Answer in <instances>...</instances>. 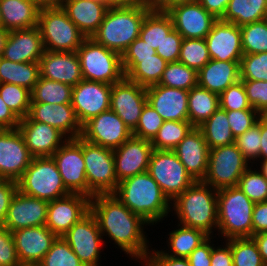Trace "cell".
<instances>
[{"label":"cell","mask_w":267,"mask_h":266,"mask_svg":"<svg viewBox=\"0 0 267 266\" xmlns=\"http://www.w3.org/2000/svg\"><path fill=\"white\" fill-rule=\"evenodd\" d=\"M62 237L85 266H101L100 254L104 237L91 212L75 223Z\"/></svg>","instance_id":"7c38bea8"},{"label":"cell","mask_w":267,"mask_h":266,"mask_svg":"<svg viewBox=\"0 0 267 266\" xmlns=\"http://www.w3.org/2000/svg\"><path fill=\"white\" fill-rule=\"evenodd\" d=\"M166 12L183 38L205 39L218 20L198 1L176 4Z\"/></svg>","instance_id":"d6986e66"},{"label":"cell","mask_w":267,"mask_h":266,"mask_svg":"<svg viewBox=\"0 0 267 266\" xmlns=\"http://www.w3.org/2000/svg\"><path fill=\"white\" fill-rule=\"evenodd\" d=\"M230 0H198V2L216 19H221Z\"/></svg>","instance_id":"003e7915"},{"label":"cell","mask_w":267,"mask_h":266,"mask_svg":"<svg viewBox=\"0 0 267 266\" xmlns=\"http://www.w3.org/2000/svg\"><path fill=\"white\" fill-rule=\"evenodd\" d=\"M252 108L267 115V81L241 80Z\"/></svg>","instance_id":"db71d44e"},{"label":"cell","mask_w":267,"mask_h":266,"mask_svg":"<svg viewBox=\"0 0 267 266\" xmlns=\"http://www.w3.org/2000/svg\"><path fill=\"white\" fill-rule=\"evenodd\" d=\"M40 77L76 86L83 80L76 51H46L39 60Z\"/></svg>","instance_id":"484cf974"},{"label":"cell","mask_w":267,"mask_h":266,"mask_svg":"<svg viewBox=\"0 0 267 266\" xmlns=\"http://www.w3.org/2000/svg\"><path fill=\"white\" fill-rule=\"evenodd\" d=\"M252 238L257 243L259 253L267 266V232L255 234Z\"/></svg>","instance_id":"8c879c8a"},{"label":"cell","mask_w":267,"mask_h":266,"mask_svg":"<svg viewBox=\"0 0 267 266\" xmlns=\"http://www.w3.org/2000/svg\"><path fill=\"white\" fill-rule=\"evenodd\" d=\"M198 0H151V6L158 11H167L176 4L193 2Z\"/></svg>","instance_id":"2644e50d"},{"label":"cell","mask_w":267,"mask_h":266,"mask_svg":"<svg viewBox=\"0 0 267 266\" xmlns=\"http://www.w3.org/2000/svg\"><path fill=\"white\" fill-rule=\"evenodd\" d=\"M21 265L15 248L12 233L3 225L0 226V266Z\"/></svg>","instance_id":"9f6ffc18"},{"label":"cell","mask_w":267,"mask_h":266,"mask_svg":"<svg viewBox=\"0 0 267 266\" xmlns=\"http://www.w3.org/2000/svg\"><path fill=\"white\" fill-rule=\"evenodd\" d=\"M167 63L156 53L147 59H122V68L129 81L148 87L159 83Z\"/></svg>","instance_id":"1f68e13d"},{"label":"cell","mask_w":267,"mask_h":266,"mask_svg":"<svg viewBox=\"0 0 267 266\" xmlns=\"http://www.w3.org/2000/svg\"><path fill=\"white\" fill-rule=\"evenodd\" d=\"M182 41V35L177 30L173 29L165 37L160 48H156V53L168 63L178 61Z\"/></svg>","instance_id":"6f0895ef"},{"label":"cell","mask_w":267,"mask_h":266,"mask_svg":"<svg viewBox=\"0 0 267 266\" xmlns=\"http://www.w3.org/2000/svg\"><path fill=\"white\" fill-rule=\"evenodd\" d=\"M158 85L189 91L198 85V72L180 61L167 63Z\"/></svg>","instance_id":"b9f144b4"},{"label":"cell","mask_w":267,"mask_h":266,"mask_svg":"<svg viewBox=\"0 0 267 266\" xmlns=\"http://www.w3.org/2000/svg\"><path fill=\"white\" fill-rule=\"evenodd\" d=\"M37 266H85L63 237H57Z\"/></svg>","instance_id":"7dc6e473"},{"label":"cell","mask_w":267,"mask_h":266,"mask_svg":"<svg viewBox=\"0 0 267 266\" xmlns=\"http://www.w3.org/2000/svg\"><path fill=\"white\" fill-rule=\"evenodd\" d=\"M61 8L86 38L97 31L108 10L94 0H64Z\"/></svg>","instance_id":"f546056e"},{"label":"cell","mask_w":267,"mask_h":266,"mask_svg":"<svg viewBox=\"0 0 267 266\" xmlns=\"http://www.w3.org/2000/svg\"><path fill=\"white\" fill-rule=\"evenodd\" d=\"M12 233L21 264L37 266L51 248L57 236L46 226H34Z\"/></svg>","instance_id":"44dd1931"},{"label":"cell","mask_w":267,"mask_h":266,"mask_svg":"<svg viewBox=\"0 0 267 266\" xmlns=\"http://www.w3.org/2000/svg\"><path fill=\"white\" fill-rule=\"evenodd\" d=\"M267 232V201L255 203L252 213V236Z\"/></svg>","instance_id":"e7e4bbea"},{"label":"cell","mask_w":267,"mask_h":266,"mask_svg":"<svg viewBox=\"0 0 267 266\" xmlns=\"http://www.w3.org/2000/svg\"><path fill=\"white\" fill-rule=\"evenodd\" d=\"M112 85L83 79L72 89V107L81 125L110 110Z\"/></svg>","instance_id":"e0dca14e"},{"label":"cell","mask_w":267,"mask_h":266,"mask_svg":"<svg viewBox=\"0 0 267 266\" xmlns=\"http://www.w3.org/2000/svg\"><path fill=\"white\" fill-rule=\"evenodd\" d=\"M260 133H261V149L259 159L257 161L267 160V115L260 117Z\"/></svg>","instance_id":"89a4df30"},{"label":"cell","mask_w":267,"mask_h":266,"mask_svg":"<svg viewBox=\"0 0 267 266\" xmlns=\"http://www.w3.org/2000/svg\"><path fill=\"white\" fill-rule=\"evenodd\" d=\"M255 203L238 187L217 192L218 234L224 240L252 237V213Z\"/></svg>","instance_id":"5b68a950"},{"label":"cell","mask_w":267,"mask_h":266,"mask_svg":"<svg viewBox=\"0 0 267 266\" xmlns=\"http://www.w3.org/2000/svg\"><path fill=\"white\" fill-rule=\"evenodd\" d=\"M209 150L202 131L194 127L173 151L194 181H203L208 167Z\"/></svg>","instance_id":"83f0119b"},{"label":"cell","mask_w":267,"mask_h":266,"mask_svg":"<svg viewBox=\"0 0 267 266\" xmlns=\"http://www.w3.org/2000/svg\"><path fill=\"white\" fill-rule=\"evenodd\" d=\"M148 172L170 202L195 182L174 151L153 149Z\"/></svg>","instance_id":"8fae6325"},{"label":"cell","mask_w":267,"mask_h":266,"mask_svg":"<svg viewBox=\"0 0 267 266\" xmlns=\"http://www.w3.org/2000/svg\"><path fill=\"white\" fill-rule=\"evenodd\" d=\"M220 107L219 95L196 85L188 91V121L196 128Z\"/></svg>","instance_id":"e575fe53"},{"label":"cell","mask_w":267,"mask_h":266,"mask_svg":"<svg viewBox=\"0 0 267 266\" xmlns=\"http://www.w3.org/2000/svg\"><path fill=\"white\" fill-rule=\"evenodd\" d=\"M231 253L233 266H266L252 237L232 238Z\"/></svg>","instance_id":"bcb514c9"},{"label":"cell","mask_w":267,"mask_h":266,"mask_svg":"<svg viewBox=\"0 0 267 266\" xmlns=\"http://www.w3.org/2000/svg\"><path fill=\"white\" fill-rule=\"evenodd\" d=\"M261 165H259L260 169L258 170L263 174V176L267 179V160L266 161H259Z\"/></svg>","instance_id":"11e5206c"},{"label":"cell","mask_w":267,"mask_h":266,"mask_svg":"<svg viewBox=\"0 0 267 266\" xmlns=\"http://www.w3.org/2000/svg\"><path fill=\"white\" fill-rule=\"evenodd\" d=\"M217 192L202 181H195L185 189L171 202L178 224L202 230L212 237L218 229Z\"/></svg>","instance_id":"3957f363"},{"label":"cell","mask_w":267,"mask_h":266,"mask_svg":"<svg viewBox=\"0 0 267 266\" xmlns=\"http://www.w3.org/2000/svg\"><path fill=\"white\" fill-rule=\"evenodd\" d=\"M152 9V6L108 8L100 27L91 38L122 56L129 45L139 37L145 16Z\"/></svg>","instance_id":"277c9868"},{"label":"cell","mask_w":267,"mask_h":266,"mask_svg":"<svg viewBox=\"0 0 267 266\" xmlns=\"http://www.w3.org/2000/svg\"><path fill=\"white\" fill-rule=\"evenodd\" d=\"M32 159L18 128L0 129V179L17 182Z\"/></svg>","instance_id":"5bb4252c"},{"label":"cell","mask_w":267,"mask_h":266,"mask_svg":"<svg viewBox=\"0 0 267 266\" xmlns=\"http://www.w3.org/2000/svg\"><path fill=\"white\" fill-rule=\"evenodd\" d=\"M38 28L46 51H77L86 39L61 7L40 9Z\"/></svg>","instance_id":"ba28073f"},{"label":"cell","mask_w":267,"mask_h":266,"mask_svg":"<svg viewBox=\"0 0 267 266\" xmlns=\"http://www.w3.org/2000/svg\"><path fill=\"white\" fill-rule=\"evenodd\" d=\"M45 52L38 28L10 31L2 57L13 62H39Z\"/></svg>","instance_id":"f1b7e54d"},{"label":"cell","mask_w":267,"mask_h":266,"mask_svg":"<svg viewBox=\"0 0 267 266\" xmlns=\"http://www.w3.org/2000/svg\"><path fill=\"white\" fill-rule=\"evenodd\" d=\"M156 54V50L141 38L135 39L122 54V59H147Z\"/></svg>","instance_id":"6125c7cd"},{"label":"cell","mask_w":267,"mask_h":266,"mask_svg":"<svg viewBox=\"0 0 267 266\" xmlns=\"http://www.w3.org/2000/svg\"><path fill=\"white\" fill-rule=\"evenodd\" d=\"M260 118L253 127L235 138V144L244 158L252 163H257L261 149ZM256 160V162H254ZM253 161V162H252Z\"/></svg>","instance_id":"f5cc1de1"},{"label":"cell","mask_w":267,"mask_h":266,"mask_svg":"<svg viewBox=\"0 0 267 266\" xmlns=\"http://www.w3.org/2000/svg\"><path fill=\"white\" fill-rule=\"evenodd\" d=\"M19 266H33V265H24V264H21V265H19Z\"/></svg>","instance_id":"09005b40"},{"label":"cell","mask_w":267,"mask_h":266,"mask_svg":"<svg viewBox=\"0 0 267 266\" xmlns=\"http://www.w3.org/2000/svg\"><path fill=\"white\" fill-rule=\"evenodd\" d=\"M243 54L267 52V19L240 26Z\"/></svg>","instance_id":"7bdbcfd3"},{"label":"cell","mask_w":267,"mask_h":266,"mask_svg":"<svg viewBox=\"0 0 267 266\" xmlns=\"http://www.w3.org/2000/svg\"><path fill=\"white\" fill-rule=\"evenodd\" d=\"M198 128L202 131L209 149L235 143L227 111L220 107Z\"/></svg>","instance_id":"f35d334b"},{"label":"cell","mask_w":267,"mask_h":266,"mask_svg":"<svg viewBox=\"0 0 267 266\" xmlns=\"http://www.w3.org/2000/svg\"><path fill=\"white\" fill-rule=\"evenodd\" d=\"M153 151L149 140L131 136L120 147L113 150L115 174L118 182L148 171Z\"/></svg>","instance_id":"ffe728a7"},{"label":"cell","mask_w":267,"mask_h":266,"mask_svg":"<svg viewBox=\"0 0 267 266\" xmlns=\"http://www.w3.org/2000/svg\"><path fill=\"white\" fill-rule=\"evenodd\" d=\"M18 190V184L13 180H0V226L4 224L10 202Z\"/></svg>","instance_id":"91938a15"},{"label":"cell","mask_w":267,"mask_h":266,"mask_svg":"<svg viewBox=\"0 0 267 266\" xmlns=\"http://www.w3.org/2000/svg\"><path fill=\"white\" fill-rule=\"evenodd\" d=\"M267 19V0H230L221 21L237 26Z\"/></svg>","instance_id":"8d00e7d4"},{"label":"cell","mask_w":267,"mask_h":266,"mask_svg":"<svg viewBox=\"0 0 267 266\" xmlns=\"http://www.w3.org/2000/svg\"><path fill=\"white\" fill-rule=\"evenodd\" d=\"M177 226L178 229H174L168 234L169 238L166 241L168 249L160 250L164 255L175 258H187L210 237L202 230L179 224Z\"/></svg>","instance_id":"836d02e7"},{"label":"cell","mask_w":267,"mask_h":266,"mask_svg":"<svg viewBox=\"0 0 267 266\" xmlns=\"http://www.w3.org/2000/svg\"><path fill=\"white\" fill-rule=\"evenodd\" d=\"M262 115L256 110L227 111V117L234 138L257 124Z\"/></svg>","instance_id":"11a10c76"},{"label":"cell","mask_w":267,"mask_h":266,"mask_svg":"<svg viewBox=\"0 0 267 266\" xmlns=\"http://www.w3.org/2000/svg\"><path fill=\"white\" fill-rule=\"evenodd\" d=\"M210 59L240 61L243 56L240 26L218 19L205 37Z\"/></svg>","instance_id":"cb8c5ba5"},{"label":"cell","mask_w":267,"mask_h":266,"mask_svg":"<svg viewBox=\"0 0 267 266\" xmlns=\"http://www.w3.org/2000/svg\"><path fill=\"white\" fill-rule=\"evenodd\" d=\"M38 9L61 7L64 0H29Z\"/></svg>","instance_id":"753ad0ef"},{"label":"cell","mask_w":267,"mask_h":266,"mask_svg":"<svg viewBox=\"0 0 267 266\" xmlns=\"http://www.w3.org/2000/svg\"><path fill=\"white\" fill-rule=\"evenodd\" d=\"M214 245L211 251L210 266H233L231 239L225 240L224 245Z\"/></svg>","instance_id":"be15d7a7"},{"label":"cell","mask_w":267,"mask_h":266,"mask_svg":"<svg viewBox=\"0 0 267 266\" xmlns=\"http://www.w3.org/2000/svg\"><path fill=\"white\" fill-rule=\"evenodd\" d=\"M3 27V23H2V16H1V12H0V28Z\"/></svg>","instance_id":"b9fcfbb0"},{"label":"cell","mask_w":267,"mask_h":266,"mask_svg":"<svg viewBox=\"0 0 267 266\" xmlns=\"http://www.w3.org/2000/svg\"><path fill=\"white\" fill-rule=\"evenodd\" d=\"M213 237L210 236L187 257L190 266H210Z\"/></svg>","instance_id":"94428289"},{"label":"cell","mask_w":267,"mask_h":266,"mask_svg":"<svg viewBox=\"0 0 267 266\" xmlns=\"http://www.w3.org/2000/svg\"><path fill=\"white\" fill-rule=\"evenodd\" d=\"M17 184L22 194L48 202L71 194L52 157H33Z\"/></svg>","instance_id":"8992f818"},{"label":"cell","mask_w":267,"mask_h":266,"mask_svg":"<svg viewBox=\"0 0 267 266\" xmlns=\"http://www.w3.org/2000/svg\"><path fill=\"white\" fill-rule=\"evenodd\" d=\"M132 136V132L112 110L100 113L82 125L80 137L104 148L116 149Z\"/></svg>","instance_id":"9a60e30c"},{"label":"cell","mask_w":267,"mask_h":266,"mask_svg":"<svg viewBox=\"0 0 267 266\" xmlns=\"http://www.w3.org/2000/svg\"><path fill=\"white\" fill-rule=\"evenodd\" d=\"M91 198L82 194H69L49 201L45 225L62 237L75 223L90 212Z\"/></svg>","instance_id":"ac0fdd59"},{"label":"cell","mask_w":267,"mask_h":266,"mask_svg":"<svg viewBox=\"0 0 267 266\" xmlns=\"http://www.w3.org/2000/svg\"><path fill=\"white\" fill-rule=\"evenodd\" d=\"M49 202L22 194L13 196L3 226L10 232L22 228L43 226L46 223Z\"/></svg>","instance_id":"7402d4cb"},{"label":"cell","mask_w":267,"mask_h":266,"mask_svg":"<svg viewBox=\"0 0 267 266\" xmlns=\"http://www.w3.org/2000/svg\"><path fill=\"white\" fill-rule=\"evenodd\" d=\"M210 60L205 39L183 38L178 61L198 72Z\"/></svg>","instance_id":"f6af8a7d"},{"label":"cell","mask_w":267,"mask_h":266,"mask_svg":"<svg viewBox=\"0 0 267 266\" xmlns=\"http://www.w3.org/2000/svg\"><path fill=\"white\" fill-rule=\"evenodd\" d=\"M20 119L9 109L0 96V129L18 128Z\"/></svg>","instance_id":"03108f58"},{"label":"cell","mask_w":267,"mask_h":266,"mask_svg":"<svg viewBox=\"0 0 267 266\" xmlns=\"http://www.w3.org/2000/svg\"><path fill=\"white\" fill-rule=\"evenodd\" d=\"M39 10L29 0H0L3 28L8 31L38 26Z\"/></svg>","instance_id":"d6a6232c"},{"label":"cell","mask_w":267,"mask_h":266,"mask_svg":"<svg viewBox=\"0 0 267 266\" xmlns=\"http://www.w3.org/2000/svg\"><path fill=\"white\" fill-rule=\"evenodd\" d=\"M151 6V0H108V8H134Z\"/></svg>","instance_id":"a7ac6f4b"},{"label":"cell","mask_w":267,"mask_h":266,"mask_svg":"<svg viewBox=\"0 0 267 266\" xmlns=\"http://www.w3.org/2000/svg\"><path fill=\"white\" fill-rule=\"evenodd\" d=\"M173 29L172 18L166 11L152 9L145 16L139 38L156 50Z\"/></svg>","instance_id":"74e56055"},{"label":"cell","mask_w":267,"mask_h":266,"mask_svg":"<svg viewBox=\"0 0 267 266\" xmlns=\"http://www.w3.org/2000/svg\"><path fill=\"white\" fill-rule=\"evenodd\" d=\"M94 1L102 5H105L108 8V0H94Z\"/></svg>","instance_id":"2a66077c"},{"label":"cell","mask_w":267,"mask_h":266,"mask_svg":"<svg viewBox=\"0 0 267 266\" xmlns=\"http://www.w3.org/2000/svg\"><path fill=\"white\" fill-rule=\"evenodd\" d=\"M83 79L114 84L124 77L121 55L86 38L76 51Z\"/></svg>","instance_id":"52a82bcc"},{"label":"cell","mask_w":267,"mask_h":266,"mask_svg":"<svg viewBox=\"0 0 267 266\" xmlns=\"http://www.w3.org/2000/svg\"><path fill=\"white\" fill-rule=\"evenodd\" d=\"M39 78V62H13L0 57V84L20 85L31 91Z\"/></svg>","instance_id":"d590c367"},{"label":"cell","mask_w":267,"mask_h":266,"mask_svg":"<svg viewBox=\"0 0 267 266\" xmlns=\"http://www.w3.org/2000/svg\"><path fill=\"white\" fill-rule=\"evenodd\" d=\"M0 96L19 119L28 116L31 104V91L29 89L20 85L1 83Z\"/></svg>","instance_id":"ee69618b"},{"label":"cell","mask_w":267,"mask_h":266,"mask_svg":"<svg viewBox=\"0 0 267 266\" xmlns=\"http://www.w3.org/2000/svg\"><path fill=\"white\" fill-rule=\"evenodd\" d=\"M113 194L150 226L158 224L171 212V202L148 171L122 180Z\"/></svg>","instance_id":"7a4b0ae2"},{"label":"cell","mask_w":267,"mask_h":266,"mask_svg":"<svg viewBox=\"0 0 267 266\" xmlns=\"http://www.w3.org/2000/svg\"><path fill=\"white\" fill-rule=\"evenodd\" d=\"M82 151L87 178V197L114 193L118 187L113 150L82 138Z\"/></svg>","instance_id":"9c48e42d"},{"label":"cell","mask_w":267,"mask_h":266,"mask_svg":"<svg viewBox=\"0 0 267 266\" xmlns=\"http://www.w3.org/2000/svg\"><path fill=\"white\" fill-rule=\"evenodd\" d=\"M9 33L10 31L6 30L5 28H0V57H2Z\"/></svg>","instance_id":"34e18365"},{"label":"cell","mask_w":267,"mask_h":266,"mask_svg":"<svg viewBox=\"0 0 267 266\" xmlns=\"http://www.w3.org/2000/svg\"><path fill=\"white\" fill-rule=\"evenodd\" d=\"M239 63L211 59L198 71V85L220 95L240 80Z\"/></svg>","instance_id":"4dcf8cb0"},{"label":"cell","mask_w":267,"mask_h":266,"mask_svg":"<svg viewBox=\"0 0 267 266\" xmlns=\"http://www.w3.org/2000/svg\"><path fill=\"white\" fill-rule=\"evenodd\" d=\"M73 87L40 77L31 90V102L65 104L72 102Z\"/></svg>","instance_id":"ab89813d"},{"label":"cell","mask_w":267,"mask_h":266,"mask_svg":"<svg viewBox=\"0 0 267 266\" xmlns=\"http://www.w3.org/2000/svg\"><path fill=\"white\" fill-rule=\"evenodd\" d=\"M18 130L33 157H51L68 140L58 129L27 116L20 119Z\"/></svg>","instance_id":"603a6c76"},{"label":"cell","mask_w":267,"mask_h":266,"mask_svg":"<svg viewBox=\"0 0 267 266\" xmlns=\"http://www.w3.org/2000/svg\"><path fill=\"white\" fill-rule=\"evenodd\" d=\"M27 117L32 121L42 122L58 129L68 139H75L82 132V125L79 123L71 103L31 102Z\"/></svg>","instance_id":"d4e9b609"},{"label":"cell","mask_w":267,"mask_h":266,"mask_svg":"<svg viewBox=\"0 0 267 266\" xmlns=\"http://www.w3.org/2000/svg\"><path fill=\"white\" fill-rule=\"evenodd\" d=\"M66 189L87 196V178L82 138L68 139L52 156Z\"/></svg>","instance_id":"4fadbf2b"},{"label":"cell","mask_w":267,"mask_h":266,"mask_svg":"<svg viewBox=\"0 0 267 266\" xmlns=\"http://www.w3.org/2000/svg\"><path fill=\"white\" fill-rule=\"evenodd\" d=\"M251 165L240 177L238 187L254 203L267 201V179Z\"/></svg>","instance_id":"c3c4849f"},{"label":"cell","mask_w":267,"mask_h":266,"mask_svg":"<svg viewBox=\"0 0 267 266\" xmlns=\"http://www.w3.org/2000/svg\"><path fill=\"white\" fill-rule=\"evenodd\" d=\"M151 248L140 262L143 266H190L187 258L164 255L160 250Z\"/></svg>","instance_id":"680465c9"},{"label":"cell","mask_w":267,"mask_h":266,"mask_svg":"<svg viewBox=\"0 0 267 266\" xmlns=\"http://www.w3.org/2000/svg\"><path fill=\"white\" fill-rule=\"evenodd\" d=\"M90 212L95 216L102 236L113 240L114 245L129 255L127 257L139 263L145 258L150 244L144 226L150 224L130 211L115 194L94 195Z\"/></svg>","instance_id":"6da1fadb"},{"label":"cell","mask_w":267,"mask_h":266,"mask_svg":"<svg viewBox=\"0 0 267 266\" xmlns=\"http://www.w3.org/2000/svg\"><path fill=\"white\" fill-rule=\"evenodd\" d=\"M238 150L235 143L209 150L208 167L202 182L216 190L235 187L250 163Z\"/></svg>","instance_id":"30bf717a"},{"label":"cell","mask_w":267,"mask_h":266,"mask_svg":"<svg viewBox=\"0 0 267 266\" xmlns=\"http://www.w3.org/2000/svg\"><path fill=\"white\" fill-rule=\"evenodd\" d=\"M220 108L226 111L254 110L248 101L243 82L229 86L219 95Z\"/></svg>","instance_id":"816d5d0a"},{"label":"cell","mask_w":267,"mask_h":266,"mask_svg":"<svg viewBox=\"0 0 267 266\" xmlns=\"http://www.w3.org/2000/svg\"><path fill=\"white\" fill-rule=\"evenodd\" d=\"M147 103L146 87L124 77L112 84L110 110L114 111L132 132Z\"/></svg>","instance_id":"2e32d148"},{"label":"cell","mask_w":267,"mask_h":266,"mask_svg":"<svg viewBox=\"0 0 267 266\" xmlns=\"http://www.w3.org/2000/svg\"><path fill=\"white\" fill-rule=\"evenodd\" d=\"M239 70L240 80L267 81V52L243 54Z\"/></svg>","instance_id":"681fc988"},{"label":"cell","mask_w":267,"mask_h":266,"mask_svg":"<svg viewBox=\"0 0 267 266\" xmlns=\"http://www.w3.org/2000/svg\"><path fill=\"white\" fill-rule=\"evenodd\" d=\"M163 122V118L147 102L136 128L132 131V136L151 141L163 125Z\"/></svg>","instance_id":"f907efd6"},{"label":"cell","mask_w":267,"mask_h":266,"mask_svg":"<svg viewBox=\"0 0 267 266\" xmlns=\"http://www.w3.org/2000/svg\"><path fill=\"white\" fill-rule=\"evenodd\" d=\"M147 102L164 121H188V91L163 85L146 87Z\"/></svg>","instance_id":"4316f807"},{"label":"cell","mask_w":267,"mask_h":266,"mask_svg":"<svg viewBox=\"0 0 267 266\" xmlns=\"http://www.w3.org/2000/svg\"><path fill=\"white\" fill-rule=\"evenodd\" d=\"M193 128L189 121H164L150 143L155 150L173 151Z\"/></svg>","instance_id":"60d3db41"}]
</instances>
